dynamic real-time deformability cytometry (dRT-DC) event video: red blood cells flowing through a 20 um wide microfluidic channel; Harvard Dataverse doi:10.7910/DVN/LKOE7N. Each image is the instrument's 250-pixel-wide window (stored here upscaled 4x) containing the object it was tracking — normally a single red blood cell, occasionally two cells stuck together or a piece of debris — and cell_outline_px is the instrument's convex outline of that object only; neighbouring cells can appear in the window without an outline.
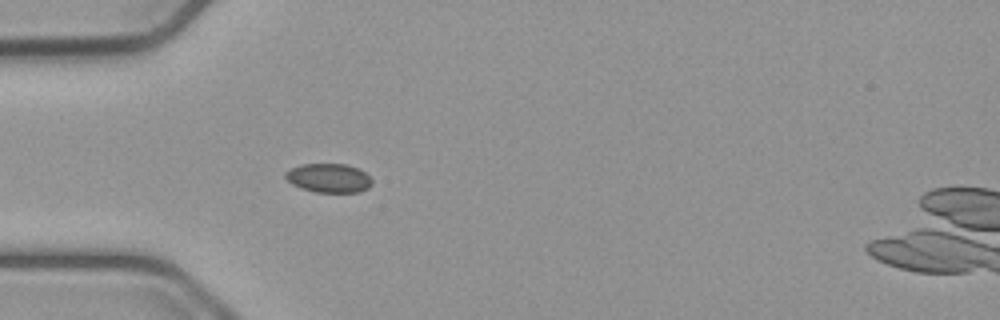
{"species": "common noctule bat (a hibernating species)", "species_latin": "Nyctalus noctula", "temperature_condition": "cold", "stored_images_in_passage": 35, "camera_frame_rate_fps": 3000, "um_per_image_px": 0.085, "animal": {"sex": "male", "body_mass_g": 23.1, "forearm_length_mm": 52.7}, "frame": {"image": 1, "passage_image": 6, "time_ms": 1.667, "image_size_px": [1000, 320], "cell_outline_px": [[372, 184], [368, 188], [360, 192], [316, 192], [300, 188], [292, 184], [284, 176], [284, 172], [300, 164], [348, 164], [360, 168], [372, 180]], "centroid_in_image_um": [27.95, 15.13], "position_along_channel_um": 57.1, "area_um2": 14.74}}
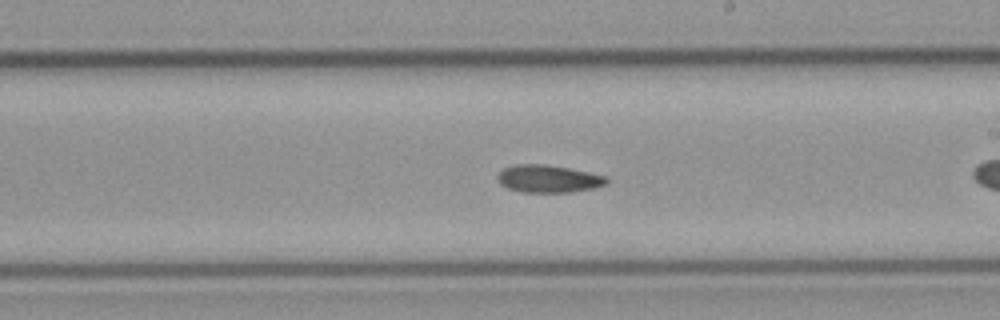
{"frame": {"image": 2, "passage_image": 18, "time_ms": 5.667, "image_size_px": [1000, 320], "cell_outline_px": [[608, 184], [592, 188], [568, 192], [524, 192], [508, 188], [500, 184], [496, 176], [504, 168], [516, 164], [544, 164], [568, 168], [608, 176]], "centroid_in_image_um": [46.62, 15.19], "position_along_channel_um": 242.4, "area_um2": 17.4}}
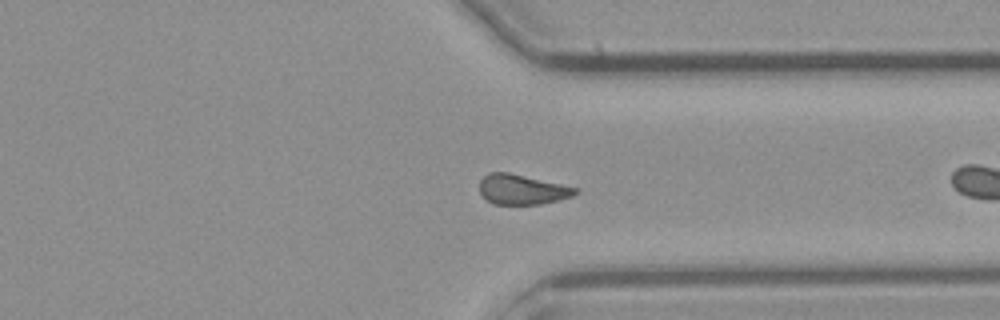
{"frame": {"image": 3, "passage_image": 28, "time_ms": 9.0, "image_size_px": [1000, 320], "cell_outline_px": [[580, 192], [572, 196], [560, 200], [540, 204], [492, 204], [480, 192], [480, 180], [488, 172], [508, 172], [580, 188]], "centroid_in_image_um": [44.41, 16.1], "position_along_channel_um": 367.0, "area_um2": 16.82}, "authors_computed_cell_mechanics": {"area_um2": 17.1666, "velocity_mm_per_s": 3.7491, "shape_relaxation_time_tau1_ms": 7.8483, "shape_relaxation_time_tau2_ms": null, "deformation_change_tau1": 0.1283, "deformation_change_tau2": null}}